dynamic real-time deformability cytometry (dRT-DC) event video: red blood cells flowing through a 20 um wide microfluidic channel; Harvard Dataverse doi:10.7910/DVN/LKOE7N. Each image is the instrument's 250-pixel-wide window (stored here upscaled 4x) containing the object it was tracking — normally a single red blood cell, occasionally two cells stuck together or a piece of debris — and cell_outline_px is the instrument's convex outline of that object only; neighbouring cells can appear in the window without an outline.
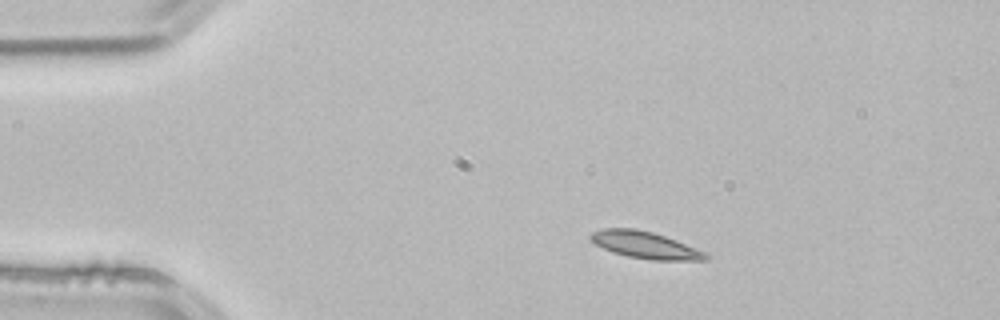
{"species": "common noctule bat (a hibernating species)", "species_latin": "Nyctalus noctula", "temperature_condition": "room temperature", "stored_images_in_passage": 2, "camera_frame_rate_fps": 3000, "um_per_image_px": 0.085, "animal": {"sex": "male", "body_mass_g": 21.5, "forearm_length_mm": 52.0}, "frame": {"image": 1, "passage_image": 1, "time_ms": 0.0, "image_size_px": [1000, 320], "cell_outline_px": [[708, 260], [652, 260], [628, 256], [612, 252], [596, 244], [588, 236], [592, 232], [604, 228], [636, 228], [652, 232], [676, 240], [708, 252]], "centroid_in_image_um": [54.87, 20.82], "position_along_channel_um": 30.1, "area_um2": 18.03}}